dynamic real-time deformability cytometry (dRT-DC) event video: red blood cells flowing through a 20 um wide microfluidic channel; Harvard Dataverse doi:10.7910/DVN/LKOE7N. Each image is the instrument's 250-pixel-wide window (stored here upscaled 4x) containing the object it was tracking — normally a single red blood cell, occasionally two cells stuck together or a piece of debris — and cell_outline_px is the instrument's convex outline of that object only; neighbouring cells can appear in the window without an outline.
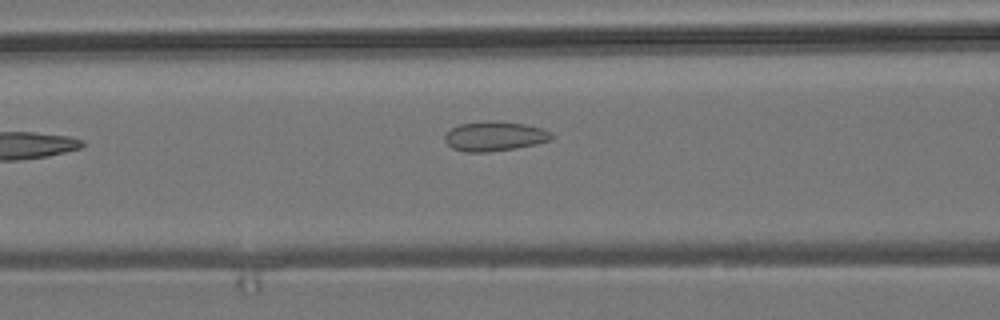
{"species": "common noctule bat (a hibernating species)", "species_latin": "Nyctalus noctula", "temperature_condition": "room temperature", "stored_images_in_passage": 6, "camera_frame_rate_fps": 3000, "um_per_image_px": 0.085, "animal": {"sex": "male", "body_mass_g": 19.2, "forearm_length_mm": 51.8}, "frame": {"image": 1, "passage_image": 6, "time_ms": 6.0, "image_size_px": [1000, 320], "cell_outline_px": [[556, 136], [552, 140], [536, 144], [516, 148], [488, 152], [464, 152], [452, 148], [444, 140], [444, 136], [452, 128], [460, 124], [488, 120], [524, 124], [540, 128], [552, 132]], "centroid_in_image_um": [42.07, 11.59], "position_along_channel_um": 124.5, "area_um2": 18.5}}